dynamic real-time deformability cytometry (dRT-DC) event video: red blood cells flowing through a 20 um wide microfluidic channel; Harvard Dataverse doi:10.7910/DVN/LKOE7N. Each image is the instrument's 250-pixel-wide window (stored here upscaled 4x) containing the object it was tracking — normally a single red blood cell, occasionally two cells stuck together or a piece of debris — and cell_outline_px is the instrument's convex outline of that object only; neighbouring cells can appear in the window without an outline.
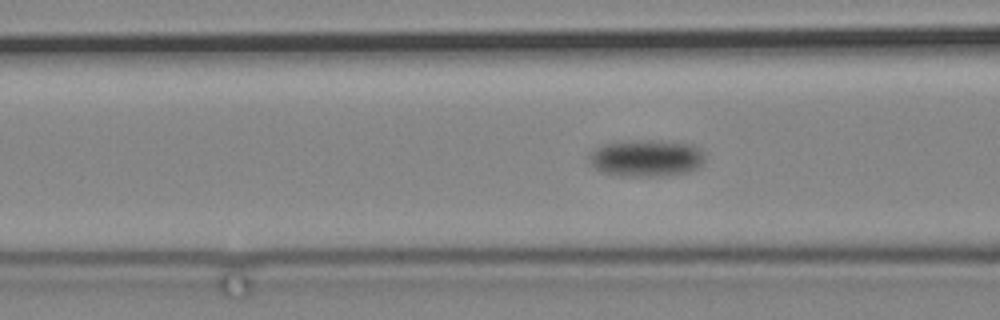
{"species": "common noctule bat (a hibernating species)", "species_latin": "Nyctalus noctula", "temperature_condition": "cold", "stored_images_in_passage": 57, "camera_frame_rate_fps": 3000, "um_per_image_px": 0.085, "animal": {"sex": "male", "body_mass_g": 19.2, "forearm_length_mm": 51.8}, "frame": {"image": 1, "passage_image": 9, "time_ms": 2.667, "image_size_px": [1000, 320], "cell_outline_px": [[704, 160], [696, 168], [688, 172], [652, 176], [620, 176], [600, 172], [592, 164], [588, 156], [596, 148], [604, 144], [640, 140], [656, 140], [692, 144], [700, 148], [704, 152]], "centroid_in_image_um": [54.94, 13.44], "position_along_channel_um": 111.7, "area_um2": 24.68}}
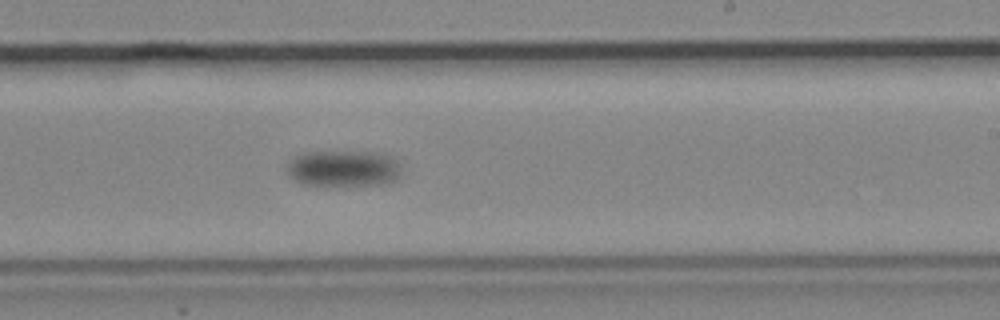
{"frame": {"image": 2, "passage_image": 26, "time_ms": 8.333, "image_size_px": [1000, 320], "cell_outline_px": [[400, 176], [396, 180], [384, 184], [304, 184], [288, 176], [288, 160], [304, 152], [384, 152], [400, 160]], "centroid_in_image_um": [29.26, 14.28], "position_along_channel_um": 259.7, "area_um2": 24.16}}
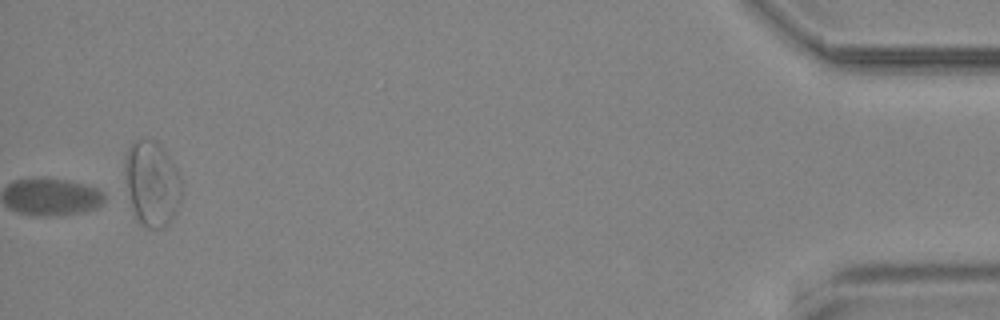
{"frame": {"image": 3, "passage_image": 57, "time_ms": 18.667, "image_size_px": [1000, 320], "cell_outline_px": [[180, 200], [176, 212], [168, 224], [164, 228], [148, 228], [140, 224], [132, 208], [128, 192], [124, 172], [124, 156], [132, 140], [156, 140], [160, 144], [176, 168], [180, 176]], "centroid_in_image_um": [12.89, 15.59], "position_along_channel_um": 422.3, "area_um2": 28.09}}